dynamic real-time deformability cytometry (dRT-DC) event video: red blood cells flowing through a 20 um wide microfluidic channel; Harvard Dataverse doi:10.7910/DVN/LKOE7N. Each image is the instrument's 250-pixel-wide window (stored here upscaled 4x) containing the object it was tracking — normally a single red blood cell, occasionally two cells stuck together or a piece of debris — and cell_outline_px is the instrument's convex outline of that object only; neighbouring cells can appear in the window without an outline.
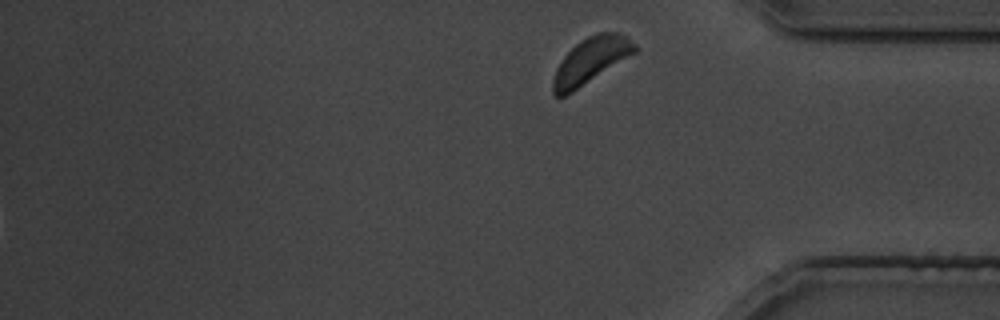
{"species": "common noctule bat (a hibernating species)", "species_latin": "Nyctalus noctula", "temperature_condition": "cold", "stored_images_in_passage": 36, "segment_of_instrument_passage": [2, 2], "camera_frame_rate_fps": 3000, "um_per_image_px": 0.085, "animal": {"sex": "male", "body_mass_g": 19.5, "forearm_length_mm": 54.6}, "frame": {"image": 1, "passage_image": 36, "time_ms": 43.333, "image_size_px": [1000, 320], "cell_outline_px": [[636, 52], [572, 92], [564, 96], [552, 96], [552, 80], [556, 68], [564, 56], [580, 40], [596, 32], [620, 32], [628, 36], [636, 44]], "centroid_in_image_um": [50.21, 5.13], "position_along_channel_um": 385.0, "area_um2": 21.79}}